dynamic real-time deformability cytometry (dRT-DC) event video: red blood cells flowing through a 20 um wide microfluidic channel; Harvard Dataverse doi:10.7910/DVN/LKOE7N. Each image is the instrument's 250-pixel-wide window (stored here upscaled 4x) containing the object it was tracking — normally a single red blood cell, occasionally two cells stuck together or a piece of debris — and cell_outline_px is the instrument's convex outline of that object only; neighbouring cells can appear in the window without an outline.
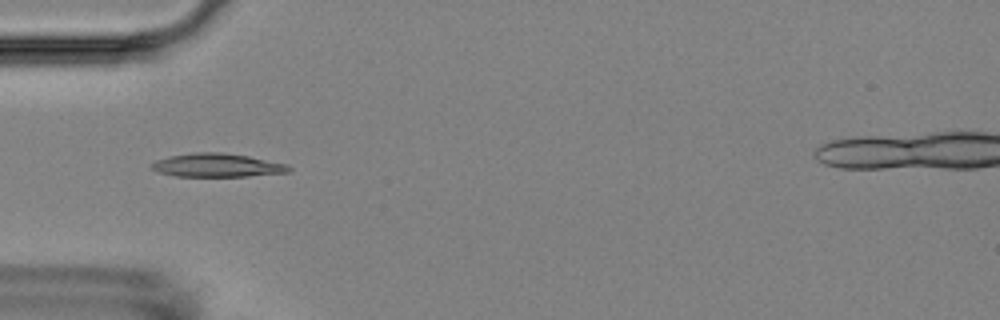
{"species": "Egyptian fruit bat (a non-hibernating species)", "species_latin": "Rousettus aegyptiacus", "temperature_condition": "room temperature", "stored_images_in_passage": 5, "camera_frame_rate_fps": 3000, "um_per_image_px": 0.085, "animal": {"sex": "female"}, "frame": {"image": 1, "passage_image": 2, "time_ms": 1.0, "image_size_px": [1000, 320], "cell_outline_px": [[292, 172], [248, 176], [176, 176], [156, 172], [148, 164], [156, 160], [172, 156], [192, 152], [220, 152], [248, 156], [288, 164], [292, 168]], "centroid_in_image_um": [18.47, 14.05], "position_along_channel_um": 66.5, "area_um2": 18.9}}
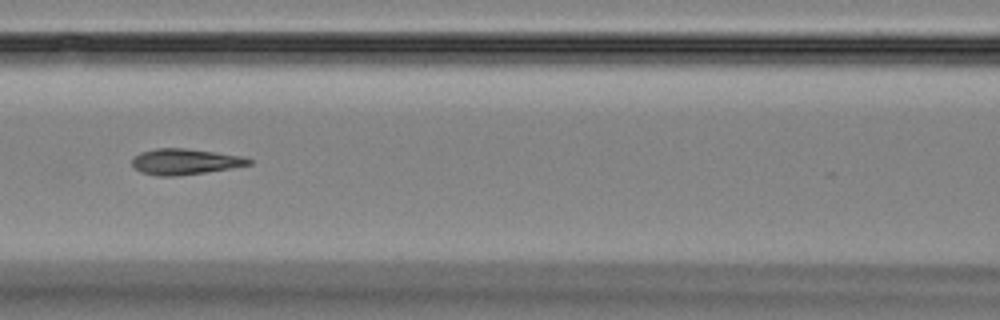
{"frame": {"image": 2, "passage_image": 4, "time_ms": 3.333, "image_size_px": [1000, 320], "cell_outline_px": [[252, 164], [204, 172], [176, 176], [156, 176], [140, 172], [132, 164], [132, 160], [140, 152], [156, 148], [184, 148], [244, 156], [252, 160]], "centroid_in_image_um": [15.7, 13.74], "position_along_channel_um": 150.9, "area_um2": 17.4}}
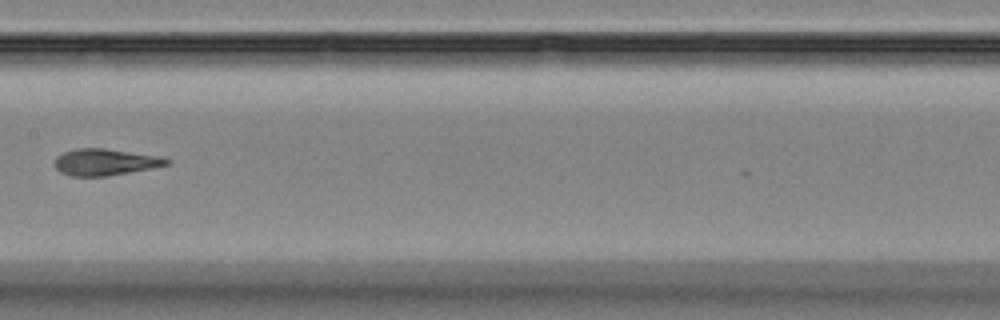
{"frame": {"image": 3, "passage_image": 5, "time_ms": 4.667, "image_size_px": [1000, 320], "cell_outline_px": [[172, 160], [168, 164], [152, 168], [104, 176], [72, 176], [60, 172], [56, 168], [56, 156], [64, 152], [76, 148], [104, 148], [160, 156]], "centroid_in_image_um": [8.94, 13.77], "position_along_channel_um": 198.5, "area_um2": 17.17}}